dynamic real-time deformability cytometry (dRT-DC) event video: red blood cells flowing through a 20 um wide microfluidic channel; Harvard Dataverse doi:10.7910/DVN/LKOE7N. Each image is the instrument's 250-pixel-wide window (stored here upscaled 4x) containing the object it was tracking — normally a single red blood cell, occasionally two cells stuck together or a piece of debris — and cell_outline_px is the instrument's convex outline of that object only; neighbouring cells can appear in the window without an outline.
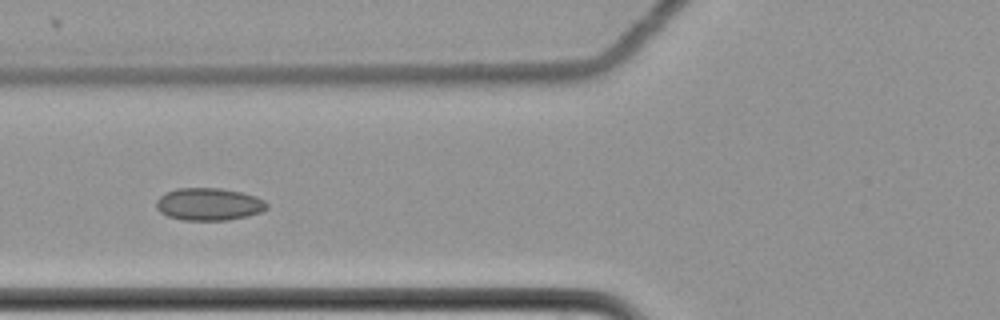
{"species": "common noctule bat (a hibernating species)", "species_latin": "Nyctalus noctula", "temperature_condition": "cold", "stored_images_in_passage": 16, "camera_frame_rate_fps": 3000, "um_per_image_px": 0.085, "animal": {"sex": "female", "body_mass_g": 22.7, "forearm_length_mm": 54.2}, "frame": {"image": 1, "passage_image": 7, "time_ms": 2.0, "image_size_px": [1000, 320], "cell_outline_px": [[268, 208], [260, 212], [248, 216], [228, 220], [184, 220], [168, 216], [160, 212], [156, 208], [156, 200], [164, 192], [176, 188], [220, 188], [240, 192], [256, 196], [264, 200], [268, 204]], "centroid_in_image_um": [17.74, 17.35], "position_along_channel_um": 108.1, "area_um2": 21.04}}
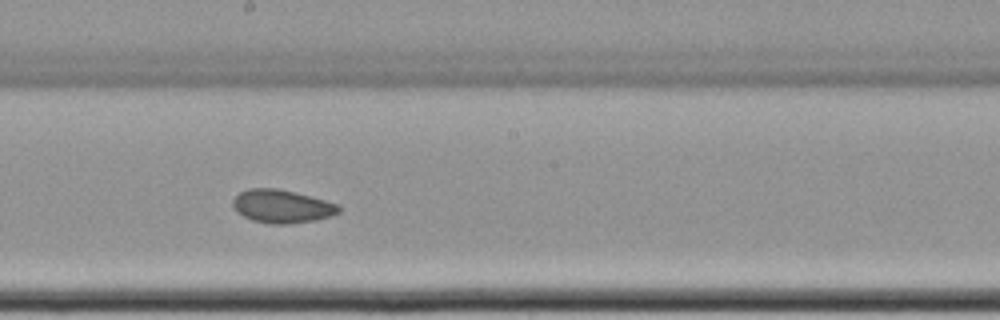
{"frame": {"image": 2, "passage_image": 10, "time_ms": 3.0, "image_size_px": [1000, 320], "cell_outline_px": [[340, 212], [332, 216], [316, 220], [288, 224], [268, 224], [252, 220], [236, 212], [232, 204], [232, 200], [240, 192], [248, 188], [276, 188], [296, 192], [324, 200], [336, 204], [340, 208]], "centroid_in_image_um": [23.94, 17.54], "position_along_channel_um": 224.3, "area_um2": 20.58}}